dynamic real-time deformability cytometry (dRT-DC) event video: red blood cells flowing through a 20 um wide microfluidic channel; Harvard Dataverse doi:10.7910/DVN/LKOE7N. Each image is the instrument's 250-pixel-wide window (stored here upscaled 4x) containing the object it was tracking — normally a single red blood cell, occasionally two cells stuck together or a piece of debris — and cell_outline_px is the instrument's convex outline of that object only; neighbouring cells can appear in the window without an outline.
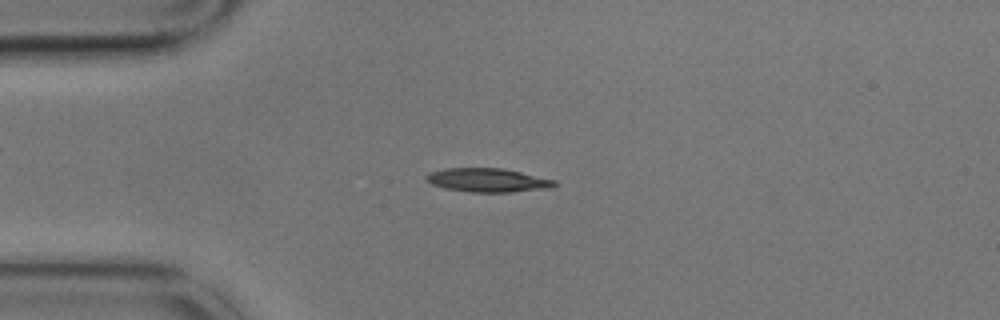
{"species": "common noctule bat (a hibernating species)", "species_latin": "Nyctalus noctula", "temperature_condition": "cold", "stored_images_in_passage": 7, "camera_frame_rate_fps": 3000, "um_per_image_px": 0.085, "animal": {"sex": "male", "body_mass_g": 17.9}, "frame": {"image": 1, "passage_image": 3, "time_ms": 0.667, "image_size_px": [1000, 320], "cell_outline_px": [[556, 184], [552, 188], [512, 192], [468, 192], [444, 188], [432, 184], [424, 176], [432, 172], [448, 168], [504, 168], [556, 180]], "centroid_in_image_um": [41.5, 15.32], "position_along_channel_um": 43.5, "area_um2": 17.74}}
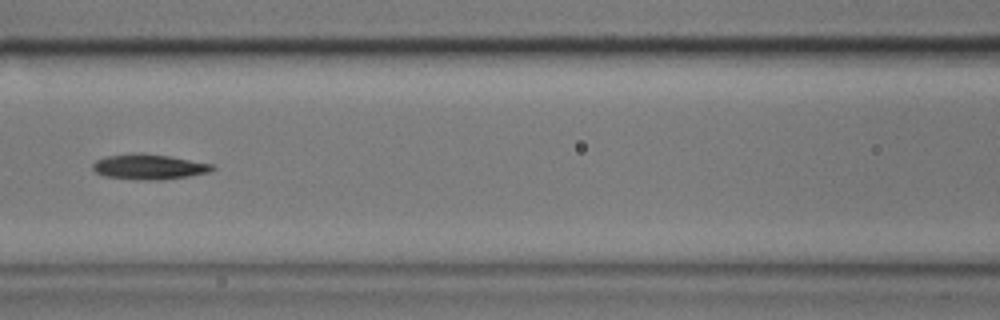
{"frame": {"image": 2, "passage_image": 6, "time_ms": 1.667, "image_size_px": [1000, 320], "cell_outline_px": [[216, 168], [212, 172], [188, 176], [160, 180], [144, 180], [104, 176], [96, 172], [92, 168], [92, 164], [96, 160], [104, 156], [132, 152], [140, 152], [168, 156], [212, 164]], "centroid_in_image_um": [12.64, 14.16], "position_along_channel_um": 154.0, "area_um2": 17.74}}